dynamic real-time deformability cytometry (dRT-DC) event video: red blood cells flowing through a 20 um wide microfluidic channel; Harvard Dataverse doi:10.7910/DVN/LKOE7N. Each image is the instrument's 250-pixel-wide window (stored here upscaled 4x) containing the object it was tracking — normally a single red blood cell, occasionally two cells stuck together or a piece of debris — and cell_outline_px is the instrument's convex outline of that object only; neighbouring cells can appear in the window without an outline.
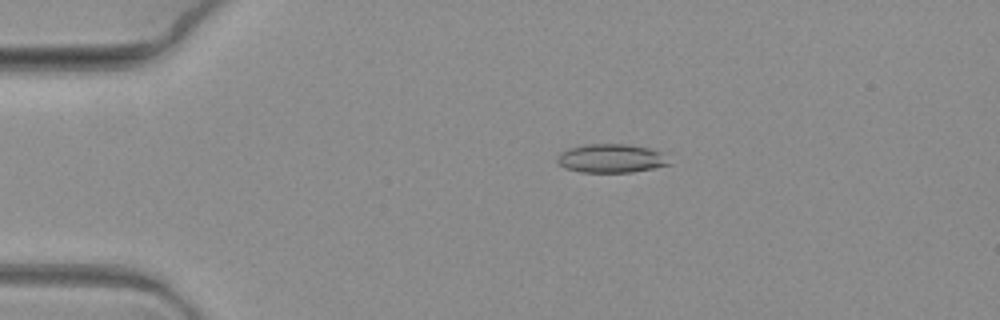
{"species": "common noctule bat (a hibernating species)", "species_latin": "Nyctalus noctula", "temperature_condition": "warm", "stored_images_in_passage": 4, "camera_frame_rate_fps": 3000, "um_per_image_px": 0.085, "animal": {"sex": "female", "body_mass_g": 19.3, "forearm_length_mm": 54.1}, "frame": {"image": 1, "passage_image": 2, "time_ms": 0.333, "image_size_px": [1000, 320], "cell_outline_px": [[672, 164], [632, 172], [580, 172], [564, 168], [556, 160], [560, 152], [568, 148], [584, 144], [624, 144], [648, 148], [660, 152]], "centroid_in_image_um": [51.9, 13.46], "position_along_channel_um": 33.1, "area_um2": 18.61}}